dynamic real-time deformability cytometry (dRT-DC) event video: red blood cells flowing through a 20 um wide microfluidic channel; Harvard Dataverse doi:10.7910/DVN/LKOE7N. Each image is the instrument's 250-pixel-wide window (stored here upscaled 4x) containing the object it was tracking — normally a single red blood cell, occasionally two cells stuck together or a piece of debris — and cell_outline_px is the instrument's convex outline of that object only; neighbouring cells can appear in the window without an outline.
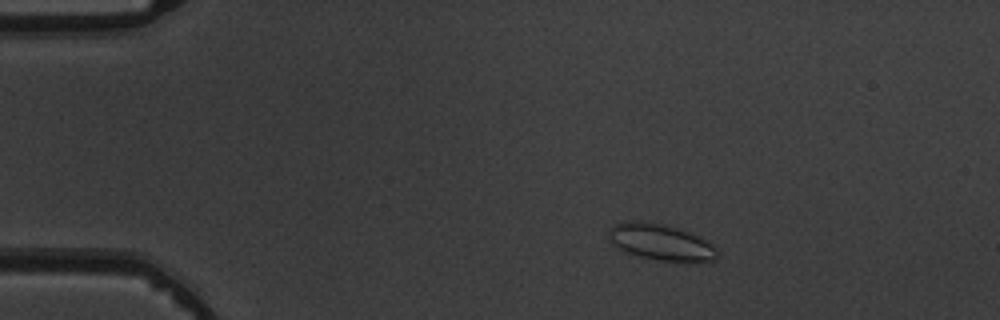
{"species": "common noctule bat (a hibernating species)", "species_latin": "Nyctalus noctula", "temperature_condition": "warm", "stored_images_in_passage": 4, "camera_frame_rate_fps": 3000, "um_per_image_px": 0.085, "animal": {"sex": "male", "body_mass_g": 19.5, "forearm_length_mm": 54.6}, "frame": {"image": 1, "passage_image": 2, "time_ms": 1.333, "image_size_px": [1000, 320], "cell_outline_px": [[716, 256], [712, 260], [660, 260], [640, 256], [624, 252], [616, 248], [612, 244], [608, 232], [616, 224], [624, 220], [636, 220], [664, 224], [680, 228], [692, 232], [700, 236], [712, 244], [716, 248]], "centroid_in_image_um": [56.12, 20.54], "position_along_channel_um": 28.9, "area_um2": 22.72}}
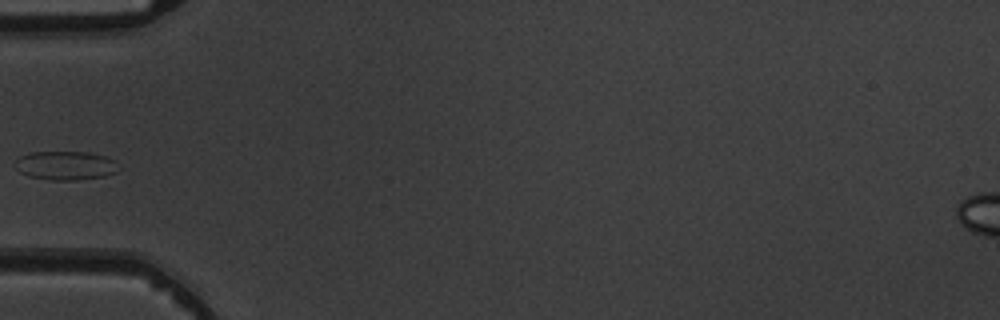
{"frame": {"image": 2, "passage_image": 4, "time_ms": 4.333, "image_size_px": [1000, 320], "cell_outline_px": [[120, 168], [116, 172], [104, 176], [76, 180], [52, 180], [28, 176], [20, 172], [12, 164], [20, 156], [32, 152], [88, 152], [104, 156], [116, 160], [120, 164]], "centroid_in_image_um": [5.59, 14.07], "position_along_channel_um": 79.4, "area_um2": 17.57}}